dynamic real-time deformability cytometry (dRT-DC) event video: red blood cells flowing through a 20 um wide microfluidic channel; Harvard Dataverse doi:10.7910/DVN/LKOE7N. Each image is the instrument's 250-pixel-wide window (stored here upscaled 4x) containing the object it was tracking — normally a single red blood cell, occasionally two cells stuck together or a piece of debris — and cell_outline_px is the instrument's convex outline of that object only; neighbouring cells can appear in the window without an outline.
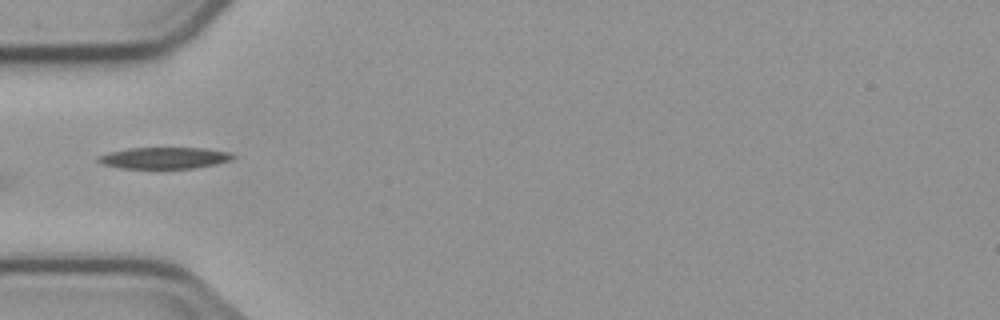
{"species": "common noctule bat (a hibernating species)", "species_latin": "Nyctalus noctula", "temperature_condition": "cold", "stored_images_in_passage": 5, "camera_frame_rate_fps": 3000, "um_per_image_px": 0.085, "animal": {"sex": "male", "body_mass_g": 23.1, "forearm_length_mm": 52.7}, "frame": {"image": 1, "passage_image": 5, "time_ms": 4.667, "image_size_px": [1000, 320], "cell_outline_px": [[236, 156], [232, 160], [216, 164], [196, 168], [124, 168], [104, 164], [96, 160], [96, 156], [108, 152], [128, 148], [204, 148], [228, 152]], "centroid_in_image_um": [13.97, 13.42], "position_along_channel_um": 71.0, "area_um2": 16.82}}